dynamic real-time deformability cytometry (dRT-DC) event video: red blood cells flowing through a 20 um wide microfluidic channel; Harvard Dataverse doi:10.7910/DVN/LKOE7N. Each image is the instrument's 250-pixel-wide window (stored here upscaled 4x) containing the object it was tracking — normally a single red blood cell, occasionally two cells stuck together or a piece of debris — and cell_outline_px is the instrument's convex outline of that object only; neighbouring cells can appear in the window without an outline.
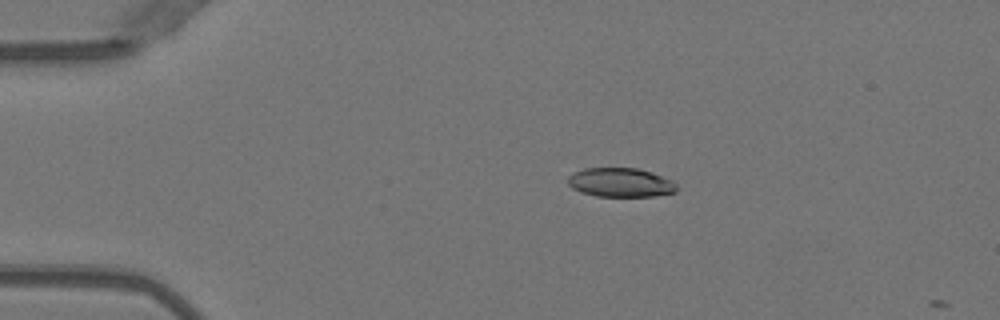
{"species": "Egyptian fruit bat (a non-hibernating species)", "species_latin": "Rousettus aegyptiacus", "temperature_condition": "warm", "stored_images_in_passage": 16, "camera_frame_rate_fps": 3000, "um_per_image_px": 0.085, "animal": {"sex": "female"}, "frame": {"image": 1, "passage_image": 11, "time_ms": 3.333, "image_size_px": [1000, 320], "cell_outline_px": [[680, 188], [676, 192], [656, 196], [596, 196], [580, 192], [572, 188], [568, 184], [568, 176], [584, 168], [636, 168], [652, 172], [672, 180]], "centroid_in_image_um": [52.78, 15.52], "position_along_channel_um": 32.2, "area_um2": 18.55}}